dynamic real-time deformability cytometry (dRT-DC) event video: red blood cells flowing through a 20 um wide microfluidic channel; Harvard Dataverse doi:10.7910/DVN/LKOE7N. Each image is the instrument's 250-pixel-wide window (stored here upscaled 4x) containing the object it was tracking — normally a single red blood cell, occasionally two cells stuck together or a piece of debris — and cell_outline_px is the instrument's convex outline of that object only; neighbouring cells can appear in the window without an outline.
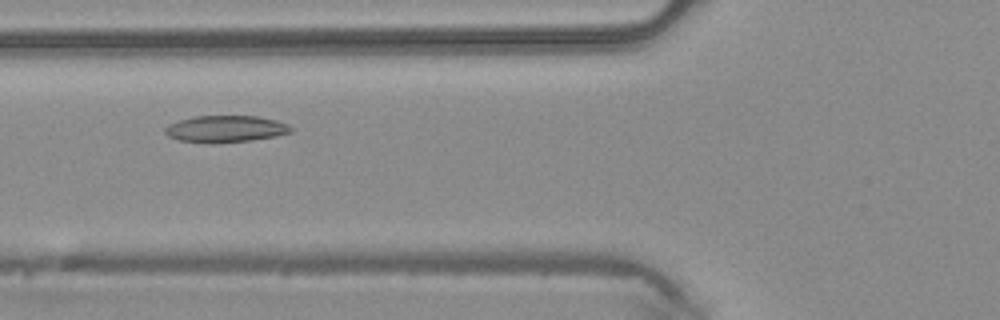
{"species": "common noctule bat (a hibernating species)", "species_latin": "Nyctalus noctula", "temperature_condition": "warm", "stored_images_in_passage": 34, "camera_frame_rate_fps": 3000, "um_per_image_px": 0.085, "animal": {"sex": "male", "body_mass_g": 20.4}, "frame": {"image": 1, "passage_image": 5, "time_ms": 1.333, "image_size_px": [1000, 320], "cell_outline_px": [[292, 132], [276, 136], [252, 140], [212, 144], [204, 144], [180, 140], [168, 136], [164, 132], [164, 128], [168, 124], [180, 120], [196, 116], [256, 116], [276, 120], [288, 124], [292, 128]], "centroid_in_image_um": [19.16, 10.97], "position_along_channel_um": 106.6, "area_um2": 19.83}}
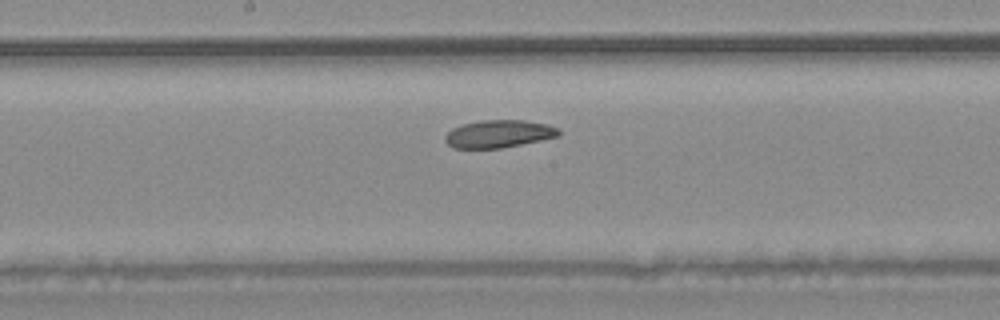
{"frame": {"image": 2, "passage_image": 12, "time_ms": 3.667, "image_size_px": [1000, 320], "cell_outline_px": [[560, 136], [500, 148], [452, 148], [444, 140], [444, 136], [452, 128], [460, 124], [480, 120], [524, 120], [548, 124], [556, 128], [560, 132]], "centroid_in_image_um": [42.35, 11.37], "position_along_channel_um": 205.8, "area_um2": 18.32}}
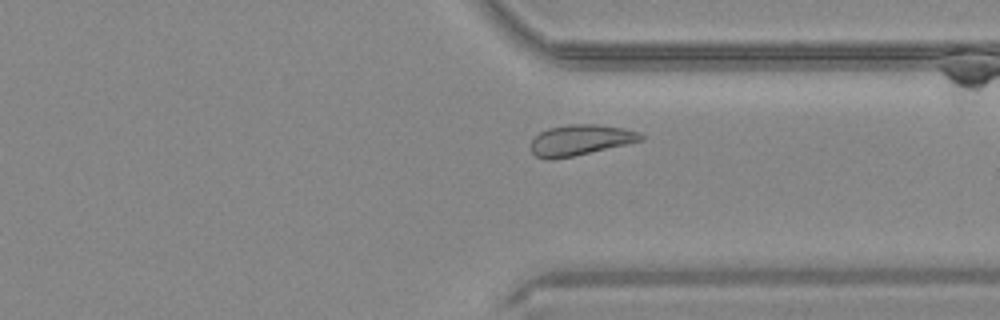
{"frame": {"image": 3, "passage_image": 23, "time_ms": 7.333, "image_size_px": [1000, 320], "cell_outline_px": [[644, 140], [628, 144], [572, 156], [552, 160], [548, 160], [536, 156], [532, 152], [532, 140], [540, 132], [548, 128], [568, 124], [596, 124], [624, 128], [640, 132], [644, 136]], "centroid_in_image_um": [49.36, 11.9], "position_along_channel_um": 362.0, "area_um2": 19.65}}